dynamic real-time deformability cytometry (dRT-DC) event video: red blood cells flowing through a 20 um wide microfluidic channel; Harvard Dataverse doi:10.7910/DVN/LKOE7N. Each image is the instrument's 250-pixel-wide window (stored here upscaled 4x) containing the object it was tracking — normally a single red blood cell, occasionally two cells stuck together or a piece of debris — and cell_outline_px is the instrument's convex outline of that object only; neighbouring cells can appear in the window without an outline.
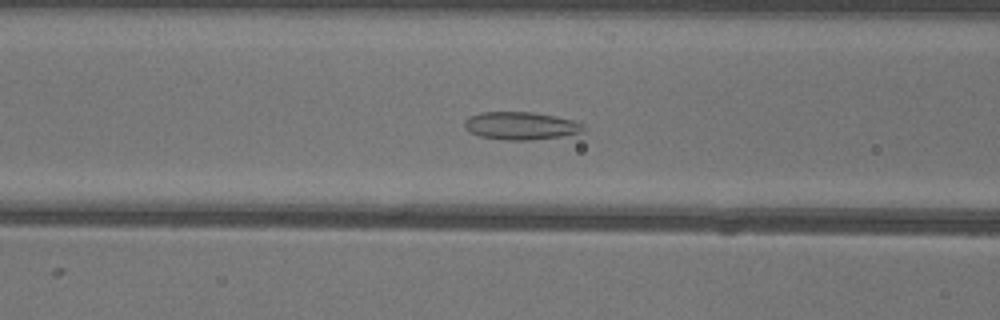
{"species": "common noctule bat (a hibernating species)", "species_latin": "Nyctalus noctula", "temperature_condition": "warm", "stored_images_in_passage": 50, "camera_frame_rate_fps": 3000, "um_per_image_px": 0.085, "animal": {"sex": "female"}, "frame": {"image": 1, "passage_image": 19, "time_ms": 6.0, "image_size_px": [1000, 320], "cell_outline_px": [[584, 132], [564, 136], [532, 140], [508, 140], [480, 136], [464, 128], [464, 120], [468, 116], [480, 112], [532, 112], [572, 120], [584, 124]], "centroid_in_image_um": [44.26, 10.69], "position_along_channel_um": 122.3, "area_um2": 19.25}}
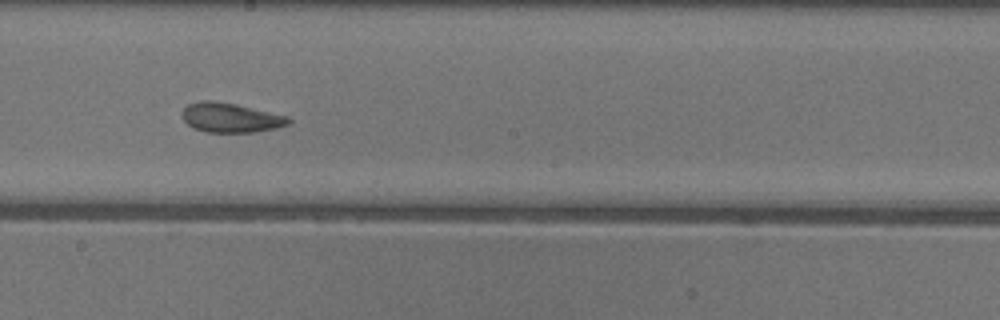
{"frame": {"image": 2, "passage_image": 27, "time_ms": 8.667, "image_size_px": [1000, 320], "cell_outline_px": [[292, 120], [288, 124], [276, 128], [256, 132], [208, 132], [192, 128], [184, 120], [180, 112], [188, 104], [200, 100], [212, 100], [236, 104], [288, 116]], "centroid_in_image_um": [19.58, 10.0], "position_along_channel_um": 228.6, "area_um2": 18.38}}
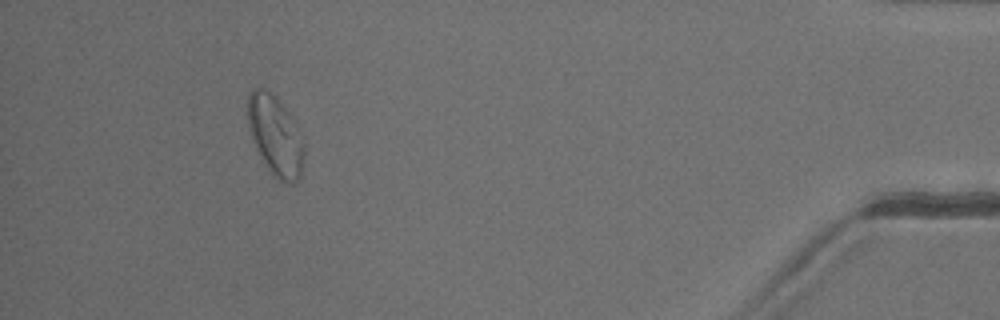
{"frame": {"image": 3, "passage_image": 46, "time_ms": 15.0, "image_size_px": [1000, 320], "cell_outline_px": [[304, 152], [300, 176], [296, 184], [288, 184], [280, 180], [260, 160], [252, 140], [248, 128], [248, 92], [252, 88], [264, 88], [276, 96], [284, 108], [304, 144]], "centroid_in_image_um": [23.35, 11.55], "position_along_channel_um": 411.8, "area_um2": 25.89}, "authors_computed_cell_mechanics": {"area_um2": 21.5594, "velocity_mm_per_s": 3.9766, "shape_relaxation_time_tau1_ms": null, "shape_relaxation_time_tau2_ms": 1.6616, "deformation_change_tau1": null, "deformation_change_tau2": 0.0816}}